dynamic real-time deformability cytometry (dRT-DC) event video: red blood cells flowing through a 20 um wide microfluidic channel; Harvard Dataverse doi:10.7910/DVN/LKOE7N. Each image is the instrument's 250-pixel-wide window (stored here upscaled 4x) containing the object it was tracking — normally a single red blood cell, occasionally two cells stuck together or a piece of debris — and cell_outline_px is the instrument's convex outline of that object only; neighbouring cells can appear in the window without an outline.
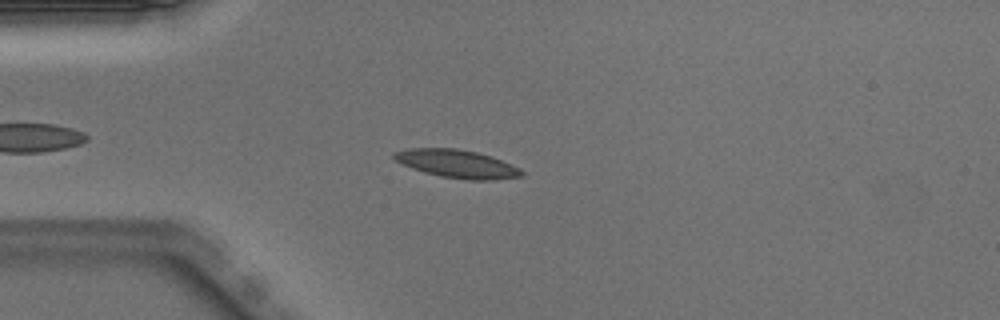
{"species": "Egyptian fruit bat (a non-hibernating species)", "species_latin": "Rousettus aegyptiacus", "temperature_condition": "warm", "stored_images_in_passage": 34, "camera_frame_rate_fps": 3000, "um_per_image_px": 0.085, "animal": {"sex": "male"}, "frame": {"image": 1, "passage_image": 2, "time_ms": 0.333, "image_size_px": [1000, 320], "cell_outline_px": [[524, 176], [492, 180], [468, 180], [440, 176], [424, 172], [412, 168], [396, 160], [392, 156], [392, 152], [408, 148], [456, 148], [476, 152], [492, 156], [520, 168], [524, 172]], "centroid_in_image_um": [38.86, 13.92], "position_along_channel_um": 46.1, "area_um2": 20.92}}
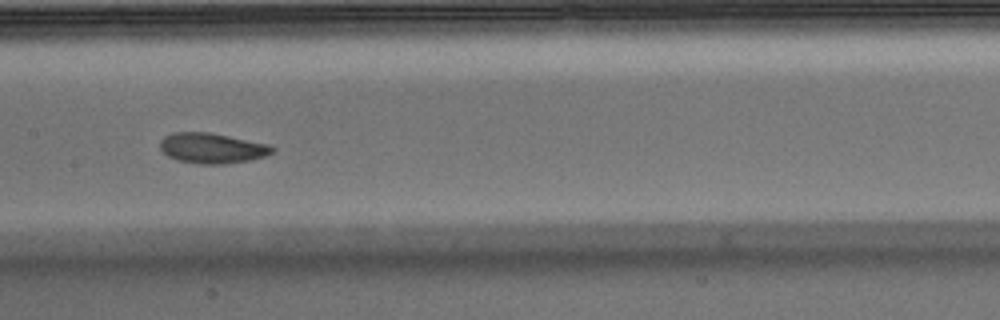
{"frame": {"image": 2, "passage_image": 14, "time_ms": 4.333, "image_size_px": [1000, 320], "cell_outline_px": [[276, 148], [272, 152], [264, 156], [248, 160], [224, 164], [200, 164], [176, 160], [168, 156], [160, 148], [160, 140], [164, 136], [172, 132], [208, 132], [268, 144]], "centroid_in_image_um": [17.98, 12.59], "position_along_channel_um": 189.4, "area_um2": 19.71}}
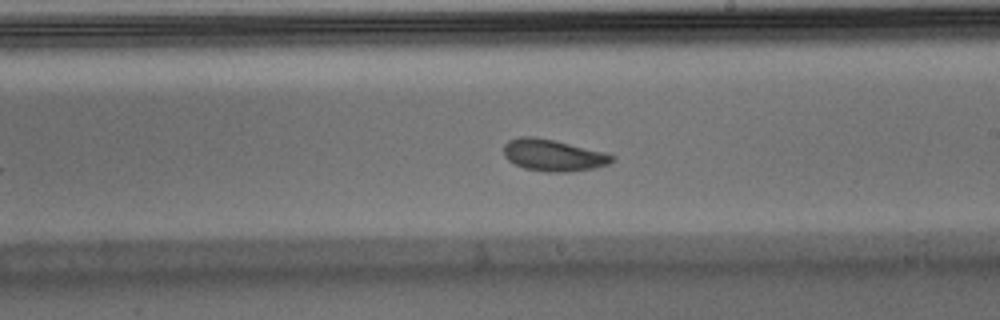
{"frame": {"image": 3, "passage_image": 18, "time_ms": 5.667, "image_size_px": [1000, 320], "cell_outline_px": [[616, 160], [608, 164], [592, 168], [568, 172], [544, 172], [524, 168], [508, 160], [504, 156], [504, 144], [508, 140], [520, 136], [536, 136], [556, 140], [604, 152], [616, 156]], "centroid_in_image_um": [47.02, 13.18], "position_along_channel_um": 242.0, "area_um2": 20.23}, "authors_computed_cell_mechanics": {"area_um2": 20.1722, "velocity_mm_per_s": 3.959, "shape_relaxation_time_tau1_ms": 2.5398, "shape_relaxation_time_tau2_ms": 3.1614, "deformation_change_tau1": 0.0854, "deformation_change_tau2": 0.0836}}